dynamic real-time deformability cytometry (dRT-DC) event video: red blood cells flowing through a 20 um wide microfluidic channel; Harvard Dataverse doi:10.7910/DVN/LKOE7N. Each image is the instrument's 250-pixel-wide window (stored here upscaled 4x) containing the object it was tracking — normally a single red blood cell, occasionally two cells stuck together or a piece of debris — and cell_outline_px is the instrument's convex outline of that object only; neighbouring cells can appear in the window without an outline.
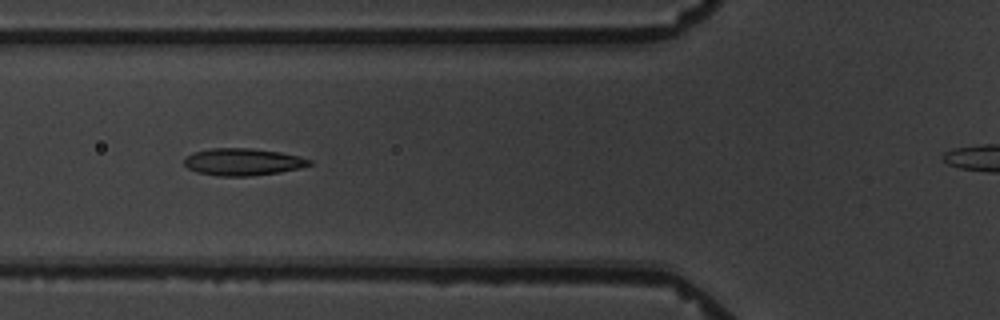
{"species": "common noctule bat (a hibernating species)", "species_latin": "Nyctalus noctula", "temperature_condition": "warm", "stored_images_in_passage": 11, "segment_of_instrument_passage": [1, 2], "camera_frame_rate_fps": 3000, "um_per_image_px": 0.085, "animal": {"sex": "male", "body_mass_g": 19.5, "forearm_length_mm": 54.6}, "frame": {"image": 1, "passage_image": 5, "time_ms": 4.667, "image_size_px": [1000, 320], "cell_outline_px": [[312, 164], [300, 168], [280, 172], [248, 176], [216, 176], [196, 172], [188, 168], [184, 164], [184, 160], [192, 152], [212, 148], [252, 148], [280, 152], [300, 156], [312, 160]], "centroid_in_image_um": [20.64, 13.76], "position_along_channel_um": 105.2, "area_um2": 19.88}}
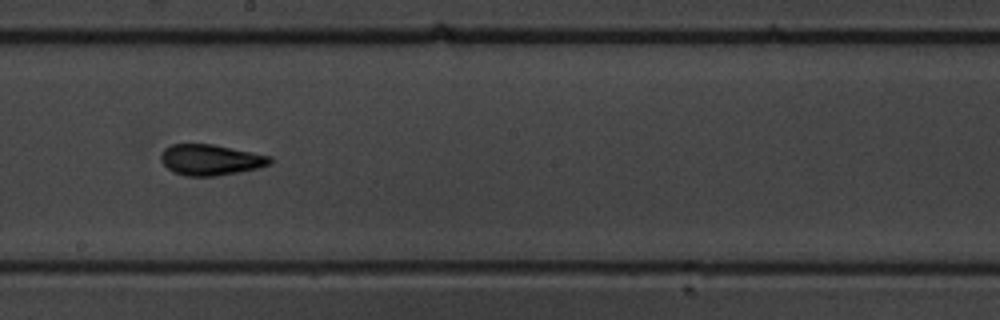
{"frame": {"image": 2, "passage_image": 8, "time_ms": 8.333, "image_size_px": [1000, 320], "cell_outline_px": [[272, 164], [256, 168], [216, 176], [184, 176], [172, 172], [160, 160], [160, 156], [164, 148], [172, 144], [212, 144], [272, 156]], "centroid_in_image_um": [17.88, 13.58], "position_along_channel_um": 230.3, "area_um2": 19.59}}
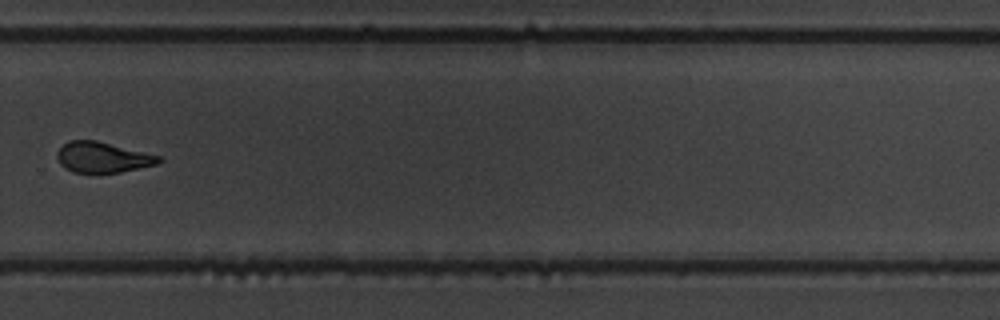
{"frame": {"image": 3, "passage_image": 10, "time_ms": 11.0, "image_size_px": [1000, 320], "cell_outline_px": [[164, 160], [156, 164], [120, 172], [72, 172], [64, 168], [60, 164], [56, 156], [56, 152], [68, 140], [96, 140], [160, 156]], "centroid_in_image_um": [8.69, 13.36], "position_along_channel_um": 321.1, "area_um2": 17.98}}